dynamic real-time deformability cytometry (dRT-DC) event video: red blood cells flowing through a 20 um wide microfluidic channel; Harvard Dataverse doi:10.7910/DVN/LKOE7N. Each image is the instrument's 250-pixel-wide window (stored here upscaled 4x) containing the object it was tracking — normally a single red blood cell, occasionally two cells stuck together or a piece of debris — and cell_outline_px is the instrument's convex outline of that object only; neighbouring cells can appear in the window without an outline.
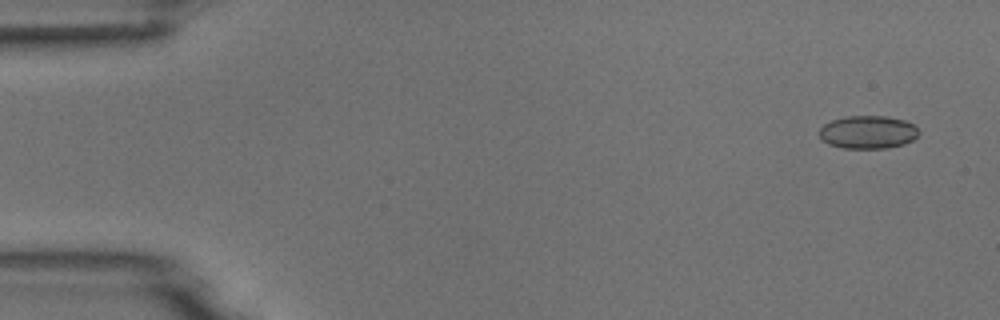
{"species": "common noctule bat (a hibernating species)", "species_latin": "Nyctalus noctula", "temperature_condition": "room temperature", "stored_images_in_passage": 5, "camera_frame_rate_fps": 3000, "um_per_image_px": 0.085, "animal": {"sex": "male", "body_mass_g": 18.8}, "frame": {"image": 1, "passage_image": 1, "time_ms": 0.0, "image_size_px": [1000, 320], "cell_outline_px": [[920, 132], [912, 140], [904, 144], [884, 148], [844, 148], [828, 144], [820, 140], [820, 128], [824, 124], [832, 120], [848, 116], [888, 116], [904, 120], [912, 124]], "centroid_in_image_um": [73.75, 11.23], "position_along_channel_um": 11.2, "area_um2": 19.07}}